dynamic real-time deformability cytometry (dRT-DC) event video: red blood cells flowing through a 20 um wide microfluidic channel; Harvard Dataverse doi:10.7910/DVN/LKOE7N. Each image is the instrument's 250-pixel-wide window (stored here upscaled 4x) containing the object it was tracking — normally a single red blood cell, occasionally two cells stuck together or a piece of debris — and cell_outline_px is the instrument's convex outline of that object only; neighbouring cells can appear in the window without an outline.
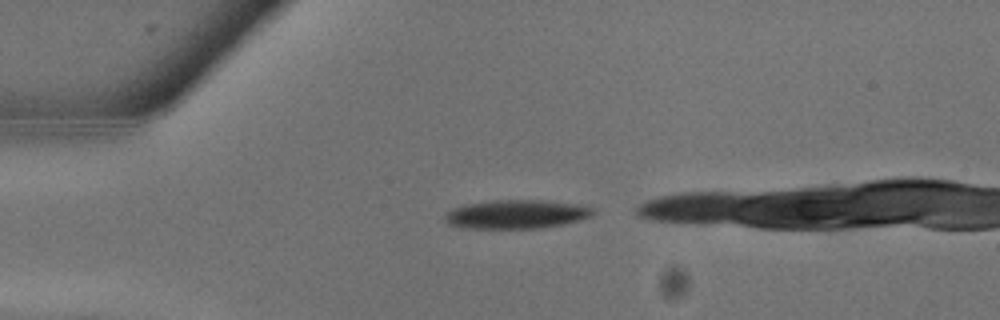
{"species": "common noctule bat (a hibernating species)", "species_latin": "Nyctalus noctula", "temperature_condition": "warm", "stored_images_in_passage": 10, "segment_of_instrument_passage": [1, 2], "camera_frame_rate_fps": 3000, "um_per_image_px": 0.085, "animal": {"sex": "male", "body_mass_g": 13.3}, "frame": {"image": 1, "passage_image": 1, "time_ms": 0.0, "image_size_px": [1000, 320], "cell_outline_px": [[592, 216], [564, 224], [540, 228], [460, 228], [448, 224], [444, 220], [444, 216], [448, 212], [456, 208], [472, 204], [496, 200], [532, 200], [572, 204], [592, 208]], "centroid_in_image_um": [43.85, 18.23], "position_along_channel_um": 41.2, "area_um2": 24.16}}
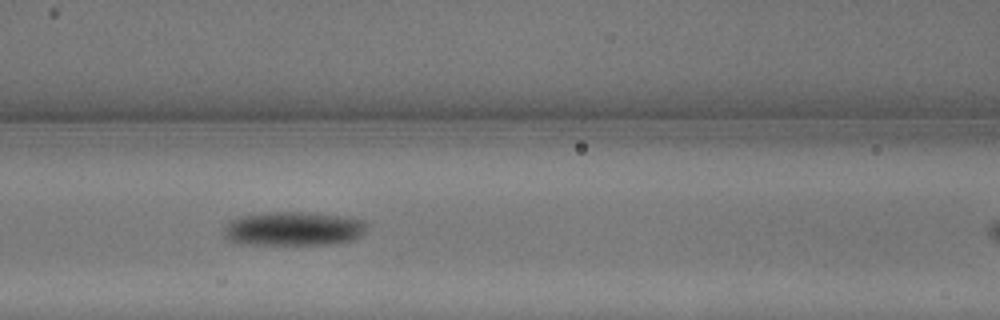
{"frame": {"image": 2, "passage_image": 6, "time_ms": 1.667, "image_size_px": [1000, 320], "cell_outline_px": [[368, 228], [356, 240], [332, 244], [240, 244], [228, 240], [224, 236], [224, 228], [232, 220], [240, 216], [272, 212], [300, 212], [336, 216], [364, 220], [368, 224]], "centroid_in_image_um": [24.96, 19.46], "position_along_channel_um": 141.6, "area_um2": 28.21}}
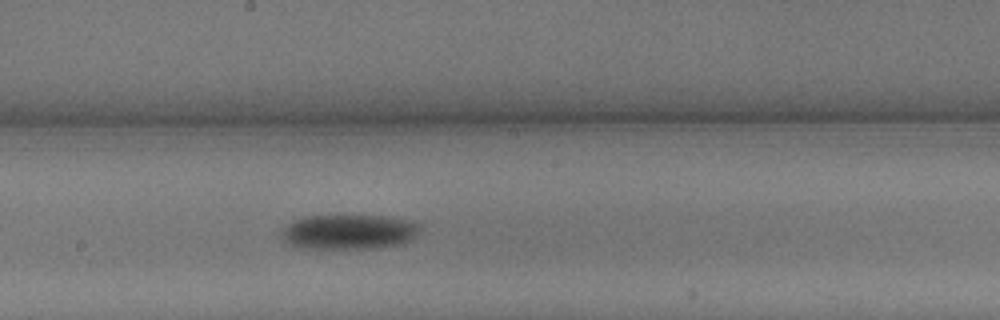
{"frame": {"image": 3, "passage_image": 9, "time_ms": 2.667, "image_size_px": [1000, 320], "cell_outline_px": [[420, 228], [416, 236], [400, 244], [380, 248], [292, 248], [280, 236], [280, 232], [292, 220], [308, 216], [384, 216], [404, 220], [420, 224]], "centroid_in_image_um": [29.59, 19.72], "position_along_channel_um": 218.6, "area_um2": 28.09}}